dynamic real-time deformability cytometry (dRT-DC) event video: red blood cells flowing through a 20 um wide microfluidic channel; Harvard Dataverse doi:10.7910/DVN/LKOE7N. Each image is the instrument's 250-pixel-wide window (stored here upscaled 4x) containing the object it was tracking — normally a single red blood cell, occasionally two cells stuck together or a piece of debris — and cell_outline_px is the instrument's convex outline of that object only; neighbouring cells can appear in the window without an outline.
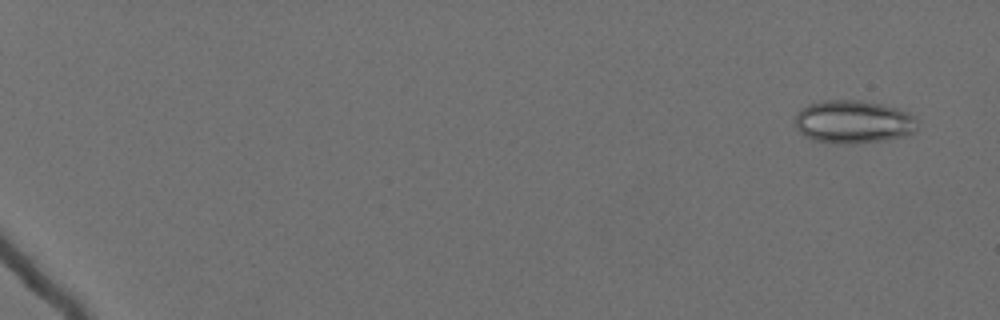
{"species": "Egyptian fruit bat (a non-hibernating species)", "species_latin": "Rousettus aegyptiacus", "temperature_condition": "cold", "stored_images_in_passage": 61, "camera_frame_rate_fps": 3000, "um_per_image_px": 0.085, "animal": {"sex": "female"}, "frame": {"image": 1, "passage_image": 4, "time_ms": 1.0, "image_size_px": [1000, 320], "cell_outline_px": [[916, 132], [904, 136], [880, 140], [848, 144], [844, 144], [812, 140], [804, 136], [796, 128], [796, 112], [808, 104], [824, 100], [864, 100], [896, 108], [908, 112], [916, 116]], "centroid_in_image_um": [72.52, 10.34], "position_along_channel_um": 12.5, "area_um2": 30.75}}
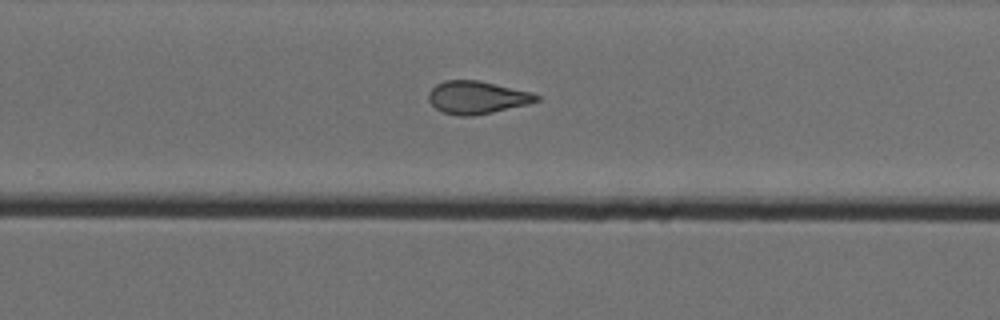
{"frame": {"image": 2, "passage_image": 44, "time_ms": 14.333, "image_size_px": [1000, 320], "cell_outline_px": [[540, 100], [528, 104], [492, 112], [472, 116], [460, 116], [444, 112], [436, 108], [428, 100], [428, 92], [436, 84], [444, 80], [476, 80], [532, 92], [540, 96]], "centroid_in_image_um": [40.53, 8.28], "position_along_channel_um": 289.3, "area_um2": 20.46}}
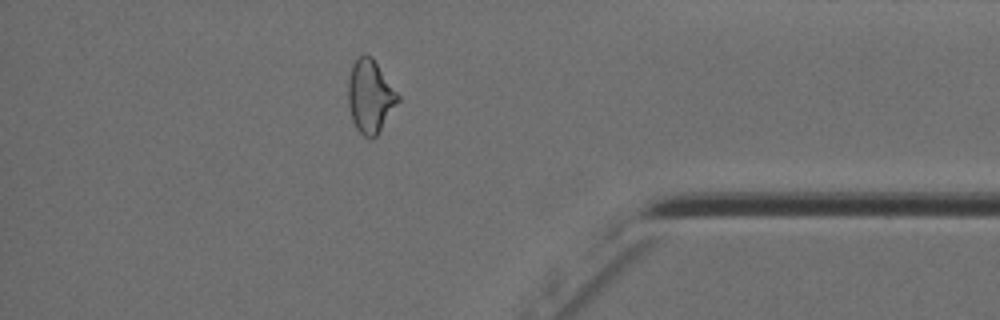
{"frame": {"image": 3, "passage_image": 55, "time_ms": 18.0, "image_size_px": [1000, 320], "cell_outline_px": [[400, 100], [380, 132], [376, 136], [364, 136], [356, 128], [352, 120], [348, 104], [348, 80], [352, 64], [364, 52], [372, 56], [400, 96]], "centroid_in_image_um": [31.47, 8.17], "position_along_channel_um": 403.7, "area_um2": 21.27}, "authors_computed_cell_mechanics": {"area_um2": 23.0044, "velocity_mm_per_s": 3.5882, "shape_relaxation_time_tau1_ms": null, "shape_relaxation_time_tau2_ms": 2.096, "deformation_change_tau1": null, "deformation_change_tau2": 0.0985}}